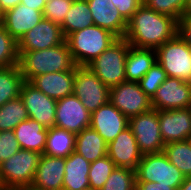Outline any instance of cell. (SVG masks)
<instances>
[{"mask_svg":"<svg viewBox=\"0 0 191 190\" xmlns=\"http://www.w3.org/2000/svg\"><path fill=\"white\" fill-rule=\"evenodd\" d=\"M178 21L171 16L157 13L142 4L127 21L124 38L130 46L154 49L177 35Z\"/></svg>","mask_w":191,"mask_h":190,"instance_id":"obj_1","label":"cell"},{"mask_svg":"<svg viewBox=\"0 0 191 190\" xmlns=\"http://www.w3.org/2000/svg\"><path fill=\"white\" fill-rule=\"evenodd\" d=\"M18 53V66L24 81L30 82L41 74L75 70L76 68L66 41L52 48Z\"/></svg>","mask_w":191,"mask_h":190,"instance_id":"obj_2","label":"cell"},{"mask_svg":"<svg viewBox=\"0 0 191 190\" xmlns=\"http://www.w3.org/2000/svg\"><path fill=\"white\" fill-rule=\"evenodd\" d=\"M117 39L109 30L93 24L71 33L65 41L76 66H88Z\"/></svg>","mask_w":191,"mask_h":190,"instance_id":"obj_3","label":"cell"},{"mask_svg":"<svg viewBox=\"0 0 191 190\" xmlns=\"http://www.w3.org/2000/svg\"><path fill=\"white\" fill-rule=\"evenodd\" d=\"M130 45L118 38L87 67L109 88L126 81L125 60Z\"/></svg>","mask_w":191,"mask_h":190,"instance_id":"obj_4","label":"cell"},{"mask_svg":"<svg viewBox=\"0 0 191 190\" xmlns=\"http://www.w3.org/2000/svg\"><path fill=\"white\" fill-rule=\"evenodd\" d=\"M41 154L20 149L0 164V190L31 185Z\"/></svg>","mask_w":191,"mask_h":190,"instance_id":"obj_5","label":"cell"},{"mask_svg":"<svg viewBox=\"0 0 191 190\" xmlns=\"http://www.w3.org/2000/svg\"><path fill=\"white\" fill-rule=\"evenodd\" d=\"M156 60L167 77L191 83V48L177 34L156 50Z\"/></svg>","mask_w":191,"mask_h":190,"instance_id":"obj_6","label":"cell"},{"mask_svg":"<svg viewBox=\"0 0 191 190\" xmlns=\"http://www.w3.org/2000/svg\"><path fill=\"white\" fill-rule=\"evenodd\" d=\"M135 171L136 181L159 182L177 190L186 178L164 152L143 155Z\"/></svg>","mask_w":191,"mask_h":190,"instance_id":"obj_7","label":"cell"},{"mask_svg":"<svg viewBox=\"0 0 191 190\" xmlns=\"http://www.w3.org/2000/svg\"><path fill=\"white\" fill-rule=\"evenodd\" d=\"M73 94L92 113L109 101L110 88L87 66H76Z\"/></svg>","mask_w":191,"mask_h":190,"instance_id":"obj_8","label":"cell"},{"mask_svg":"<svg viewBox=\"0 0 191 190\" xmlns=\"http://www.w3.org/2000/svg\"><path fill=\"white\" fill-rule=\"evenodd\" d=\"M129 127L143 155L164 151L165 144L160 133L158 110L152 109L132 116L129 118Z\"/></svg>","mask_w":191,"mask_h":190,"instance_id":"obj_9","label":"cell"},{"mask_svg":"<svg viewBox=\"0 0 191 190\" xmlns=\"http://www.w3.org/2000/svg\"><path fill=\"white\" fill-rule=\"evenodd\" d=\"M109 102L128 119L153 109L152 101L138 82H122L110 88Z\"/></svg>","mask_w":191,"mask_h":190,"instance_id":"obj_10","label":"cell"},{"mask_svg":"<svg viewBox=\"0 0 191 190\" xmlns=\"http://www.w3.org/2000/svg\"><path fill=\"white\" fill-rule=\"evenodd\" d=\"M20 97L24 102L29 118L36 120L45 128L54 127L57 105L56 100L48 97L29 81L23 82L20 89Z\"/></svg>","mask_w":191,"mask_h":190,"instance_id":"obj_11","label":"cell"},{"mask_svg":"<svg viewBox=\"0 0 191 190\" xmlns=\"http://www.w3.org/2000/svg\"><path fill=\"white\" fill-rule=\"evenodd\" d=\"M90 123L91 113L76 95L71 94L57 100L55 127L77 135L83 129L90 127Z\"/></svg>","mask_w":191,"mask_h":190,"instance_id":"obj_12","label":"cell"},{"mask_svg":"<svg viewBox=\"0 0 191 190\" xmlns=\"http://www.w3.org/2000/svg\"><path fill=\"white\" fill-rule=\"evenodd\" d=\"M155 110L191 108V83L167 77L151 98Z\"/></svg>","mask_w":191,"mask_h":190,"instance_id":"obj_13","label":"cell"},{"mask_svg":"<svg viewBox=\"0 0 191 190\" xmlns=\"http://www.w3.org/2000/svg\"><path fill=\"white\" fill-rule=\"evenodd\" d=\"M65 42L61 26L49 19L42 20L18 41V52L52 48Z\"/></svg>","mask_w":191,"mask_h":190,"instance_id":"obj_14","label":"cell"},{"mask_svg":"<svg viewBox=\"0 0 191 190\" xmlns=\"http://www.w3.org/2000/svg\"><path fill=\"white\" fill-rule=\"evenodd\" d=\"M158 120L164 144L190 139L191 108L159 110Z\"/></svg>","mask_w":191,"mask_h":190,"instance_id":"obj_15","label":"cell"},{"mask_svg":"<svg viewBox=\"0 0 191 190\" xmlns=\"http://www.w3.org/2000/svg\"><path fill=\"white\" fill-rule=\"evenodd\" d=\"M129 126V119L109 101L91 113L90 127L98 132L107 144Z\"/></svg>","mask_w":191,"mask_h":190,"instance_id":"obj_16","label":"cell"},{"mask_svg":"<svg viewBox=\"0 0 191 190\" xmlns=\"http://www.w3.org/2000/svg\"><path fill=\"white\" fill-rule=\"evenodd\" d=\"M107 155L116 167L137 169L143 154L129 126L108 144Z\"/></svg>","mask_w":191,"mask_h":190,"instance_id":"obj_17","label":"cell"},{"mask_svg":"<svg viewBox=\"0 0 191 190\" xmlns=\"http://www.w3.org/2000/svg\"><path fill=\"white\" fill-rule=\"evenodd\" d=\"M43 18V12L20 3L3 13L2 25L18 42L20 38Z\"/></svg>","mask_w":191,"mask_h":190,"instance_id":"obj_18","label":"cell"},{"mask_svg":"<svg viewBox=\"0 0 191 190\" xmlns=\"http://www.w3.org/2000/svg\"><path fill=\"white\" fill-rule=\"evenodd\" d=\"M92 14L93 24L109 30L118 38H123L127 21L119 13L111 0H87Z\"/></svg>","mask_w":191,"mask_h":190,"instance_id":"obj_19","label":"cell"},{"mask_svg":"<svg viewBox=\"0 0 191 190\" xmlns=\"http://www.w3.org/2000/svg\"><path fill=\"white\" fill-rule=\"evenodd\" d=\"M65 158L42 154L32 186L42 190H62Z\"/></svg>","mask_w":191,"mask_h":190,"instance_id":"obj_20","label":"cell"},{"mask_svg":"<svg viewBox=\"0 0 191 190\" xmlns=\"http://www.w3.org/2000/svg\"><path fill=\"white\" fill-rule=\"evenodd\" d=\"M75 70L41 74L30 83L54 100L73 94Z\"/></svg>","mask_w":191,"mask_h":190,"instance_id":"obj_21","label":"cell"},{"mask_svg":"<svg viewBox=\"0 0 191 190\" xmlns=\"http://www.w3.org/2000/svg\"><path fill=\"white\" fill-rule=\"evenodd\" d=\"M13 131L21 149L34 151L41 155L44 153L48 128L36 120L28 118L16 126Z\"/></svg>","mask_w":191,"mask_h":190,"instance_id":"obj_22","label":"cell"},{"mask_svg":"<svg viewBox=\"0 0 191 190\" xmlns=\"http://www.w3.org/2000/svg\"><path fill=\"white\" fill-rule=\"evenodd\" d=\"M90 164L75 151L65 158L62 190H82L89 187Z\"/></svg>","mask_w":191,"mask_h":190,"instance_id":"obj_23","label":"cell"},{"mask_svg":"<svg viewBox=\"0 0 191 190\" xmlns=\"http://www.w3.org/2000/svg\"><path fill=\"white\" fill-rule=\"evenodd\" d=\"M156 62L154 49H141L130 46L125 60L126 81L139 82Z\"/></svg>","mask_w":191,"mask_h":190,"instance_id":"obj_24","label":"cell"},{"mask_svg":"<svg viewBox=\"0 0 191 190\" xmlns=\"http://www.w3.org/2000/svg\"><path fill=\"white\" fill-rule=\"evenodd\" d=\"M107 148L105 140L91 127L83 129L75 137V152L90 163L106 156Z\"/></svg>","mask_w":191,"mask_h":190,"instance_id":"obj_25","label":"cell"},{"mask_svg":"<svg viewBox=\"0 0 191 190\" xmlns=\"http://www.w3.org/2000/svg\"><path fill=\"white\" fill-rule=\"evenodd\" d=\"M76 135L58 127L48 128L44 155L67 158L75 151Z\"/></svg>","mask_w":191,"mask_h":190,"instance_id":"obj_26","label":"cell"},{"mask_svg":"<svg viewBox=\"0 0 191 190\" xmlns=\"http://www.w3.org/2000/svg\"><path fill=\"white\" fill-rule=\"evenodd\" d=\"M91 25H93V19L87 0H74L60 26L66 38L71 33Z\"/></svg>","mask_w":191,"mask_h":190,"instance_id":"obj_27","label":"cell"},{"mask_svg":"<svg viewBox=\"0 0 191 190\" xmlns=\"http://www.w3.org/2000/svg\"><path fill=\"white\" fill-rule=\"evenodd\" d=\"M23 82L24 78L18 65L0 68V107L20 96Z\"/></svg>","mask_w":191,"mask_h":190,"instance_id":"obj_28","label":"cell"},{"mask_svg":"<svg viewBox=\"0 0 191 190\" xmlns=\"http://www.w3.org/2000/svg\"><path fill=\"white\" fill-rule=\"evenodd\" d=\"M29 118L22 98L9 100L0 107V132L13 131L22 121Z\"/></svg>","mask_w":191,"mask_h":190,"instance_id":"obj_29","label":"cell"},{"mask_svg":"<svg viewBox=\"0 0 191 190\" xmlns=\"http://www.w3.org/2000/svg\"><path fill=\"white\" fill-rule=\"evenodd\" d=\"M169 161L186 177L191 176V141H178L165 144L164 151Z\"/></svg>","mask_w":191,"mask_h":190,"instance_id":"obj_30","label":"cell"},{"mask_svg":"<svg viewBox=\"0 0 191 190\" xmlns=\"http://www.w3.org/2000/svg\"><path fill=\"white\" fill-rule=\"evenodd\" d=\"M136 171L115 167L100 190H135Z\"/></svg>","mask_w":191,"mask_h":190,"instance_id":"obj_31","label":"cell"},{"mask_svg":"<svg viewBox=\"0 0 191 190\" xmlns=\"http://www.w3.org/2000/svg\"><path fill=\"white\" fill-rule=\"evenodd\" d=\"M18 42L0 25V68L18 65Z\"/></svg>","mask_w":191,"mask_h":190,"instance_id":"obj_32","label":"cell"},{"mask_svg":"<svg viewBox=\"0 0 191 190\" xmlns=\"http://www.w3.org/2000/svg\"><path fill=\"white\" fill-rule=\"evenodd\" d=\"M115 167L116 166L114 162L109 158L108 155L97 159L95 162H92L90 164L88 175L89 186L100 190Z\"/></svg>","mask_w":191,"mask_h":190,"instance_id":"obj_33","label":"cell"},{"mask_svg":"<svg viewBox=\"0 0 191 190\" xmlns=\"http://www.w3.org/2000/svg\"><path fill=\"white\" fill-rule=\"evenodd\" d=\"M142 2L147 8L171 16L177 21L184 16L186 0H142Z\"/></svg>","mask_w":191,"mask_h":190,"instance_id":"obj_34","label":"cell"},{"mask_svg":"<svg viewBox=\"0 0 191 190\" xmlns=\"http://www.w3.org/2000/svg\"><path fill=\"white\" fill-rule=\"evenodd\" d=\"M166 78V72L161 65L156 62L138 83L142 91L152 98Z\"/></svg>","mask_w":191,"mask_h":190,"instance_id":"obj_35","label":"cell"},{"mask_svg":"<svg viewBox=\"0 0 191 190\" xmlns=\"http://www.w3.org/2000/svg\"><path fill=\"white\" fill-rule=\"evenodd\" d=\"M74 0H48L43 17L61 25Z\"/></svg>","mask_w":191,"mask_h":190,"instance_id":"obj_36","label":"cell"},{"mask_svg":"<svg viewBox=\"0 0 191 190\" xmlns=\"http://www.w3.org/2000/svg\"><path fill=\"white\" fill-rule=\"evenodd\" d=\"M14 131L0 132V164L20 150Z\"/></svg>","mask_w":191,"mask_h":190,"instance_id":"obj_37","label":"cell"},{"mask_svg":"<svg viewBox=\"0 0 191 190\" xmlns=\"http://www.w3.org/2000/svg\"><path fill=\"white\" fill-rule=\"evenodd\" d=\"M123 18L128 21L143 4L142 0H111Z\"/></svg>","mask_w":191,"mask_h":190,"instance_id":"obj_38","label":"cell"},{"mask_svg":"<svg viewBox=\"0 0 191 190\" xmlns=\"http://www.w3.org/2000/svg\"><path fill=\"white\" fill-rule=\"evenodd\" d=\"M177 34L191 48V16H183L178 21V31H177Z\"/></svg>","mask_w":191,"mask_h":190,"instance_id":"obj_39","label":"cell"},{"mask_svg":"<svg viewBox=\"0 0 191 190\" xmlns=\"http://www.w3.org/2000/svg\"><path fill=\"white\" fill-rule=\"evenodd\" d=\"M135 190H177L169 185H162L159 182L136 181Z\"/></svg>","mask_w":191,"mask_h":190,"instance_id":"obj_40","label":"cell"},{"mask_svg":"<svg viewBox=\"0 0 191 190\" xmlns=\"http://www.w3.org/2000/svg\"><path fill=\"white\" fill-rule=\"evenodd\" d=\"M47 0H21V3L25 6L33 9L44 11Z\"/></svg>","mask_w":191,"mask_h":190,"instance_id":"obj_41","label":"cell"},{"mask_svg":"<svg viewBox=\"0 0 191 190\" xmlns=\"http://www.w3.org/2000/svg\"><path fill=\"white\" fill-rule=\"evenodd\" d=\"M21 3V0H0V10L4 13L6 10L14 8Z\"/></svg>","mask_w":191,"mask_h":190,"instance_id":"obj_42","label":"cell"},{"mask_svg":"<svg viewBox=\"0 0 191 190\" xmlns=\"http://www.w3.org/2000/svg\"><path fill=\"white\" fill-rule=\"evenodd\" d=\"M178 190H191V176H187Z\"/></svg>","mask_w":191,"mask_h":190,"instance_id":"obj_43","label":"cell"},{"mask_svg":"<svg viewBox=\"0 0 191 190\" xmlns=\"http://www.w3.org/2000/svg\"><path fill=\"white\" fill-rule=\"evenodd\" d=\"M9 190H42V189L36 188L32 185H27V186L15 187Z\"/></svg>","mask_w":191,"mask_h":190,"instance_id":"obj_44","label":"cell"},{"mask_svg":"<svg viewBox=\"0 0 191 190\" xmlns=\"http://www.w3.org/2000/svg\"><path fill=\"white\" fill-rule=\"evenodd\" d=\"M184 16H191V0H186Z\"/></svg>","mask_w":191,"mask_h":190,"instance_id":"obj_45","label":"cell"},{"mask_svg":"<svg viewBox=\"0 0 191 190\" xmlns=\"http://www.w3.org/2000/svg\"><path fill=\"white\" fill-rule=\"evenodd\" d=\"M2 19H3V13H2V11L0 10V25L2 24Z\"/></svg>","mask_w":191,"mask_h":190,"instance_id":"obj_46","label":"cell"},{"mask_svg":"<svg viewBox=\"0 0 191 190\" xmlns=\"http://www.w3.org/2000/svg\"><path fill=\"white\" fill-rule=\"evenodd\" d=\"M82 190H97V189H94V188H92V187H87V188H84V189H82Z\"/></svg>","mask_w":191,"mask_h":190,"instance_id":"obj_47","label":"cell"}]
</instances>
